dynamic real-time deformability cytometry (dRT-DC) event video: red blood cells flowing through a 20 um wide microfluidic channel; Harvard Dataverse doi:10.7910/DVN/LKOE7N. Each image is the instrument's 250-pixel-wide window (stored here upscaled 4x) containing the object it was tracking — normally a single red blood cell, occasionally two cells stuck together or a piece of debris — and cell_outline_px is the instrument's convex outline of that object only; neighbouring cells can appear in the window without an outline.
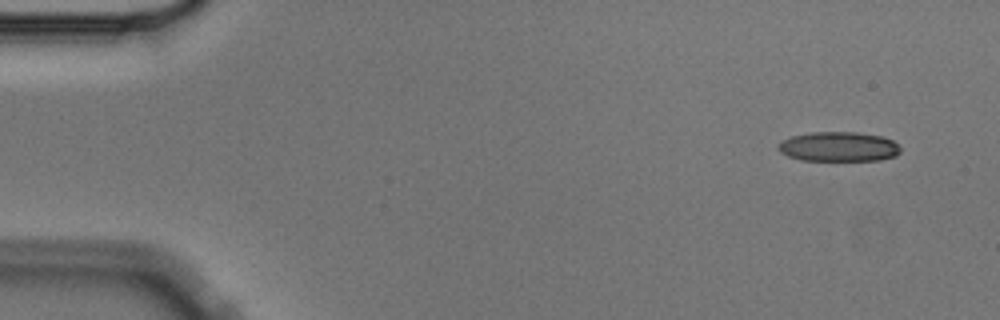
{"species": "Egyptian fruit bat (a non-hibernating species)", "species_latin": "Rousettus aegyptiacus", "temperature_condition": "cold", "stored_images_in_passage": 5, "camera_frame_rate_fps": 3000, "um_per_image_px": 0.085, "animal": {"sex": "male"}, "frame": {"image": 1, "passage_image": 1, "time_ms": 0.0, "image_size_px": [1000, 320], "cell_outline_px": [[900, 152], [896, 156], [880, 160], [800, 160], [788, 156], [780, 152], [776, 148], [784, 140], [792, 136], [812, 132], [856, 132], [880, 136], [892, 140], [900, 148]], "centroid_in_image_um": [71.28, 12.47], "position_along_channel_um": 13.7, "area_um2": 20.98}}
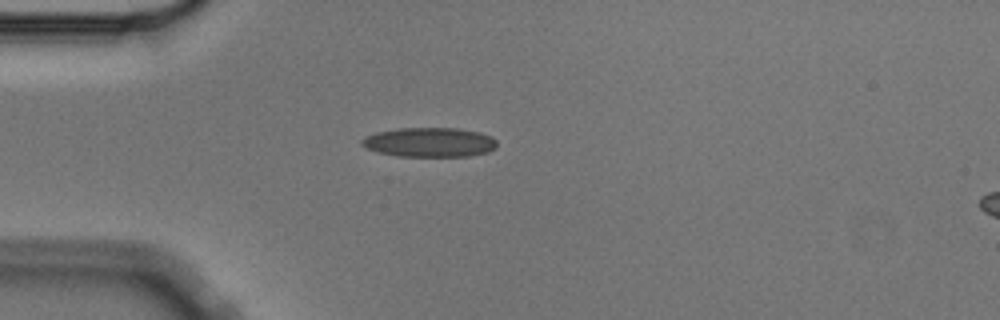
{"frame": {"image": 2, "passage_image": 4, "time_ms": 1.0, "image_size_px": [1000, 320], "cell_outline_px": [[496, 148], [488, 152], [468, 156], [396, 156], [376, 152], [360, 144], [360, 140], [364, 136], [376, 132], [400, 128], [456, 128], [480, 132], [492, 136], [496, 140]], "centroid_in_image_um": [36.5, 12.09], "position_along_channel_um": 48.5, "area_um2": 23.35}}